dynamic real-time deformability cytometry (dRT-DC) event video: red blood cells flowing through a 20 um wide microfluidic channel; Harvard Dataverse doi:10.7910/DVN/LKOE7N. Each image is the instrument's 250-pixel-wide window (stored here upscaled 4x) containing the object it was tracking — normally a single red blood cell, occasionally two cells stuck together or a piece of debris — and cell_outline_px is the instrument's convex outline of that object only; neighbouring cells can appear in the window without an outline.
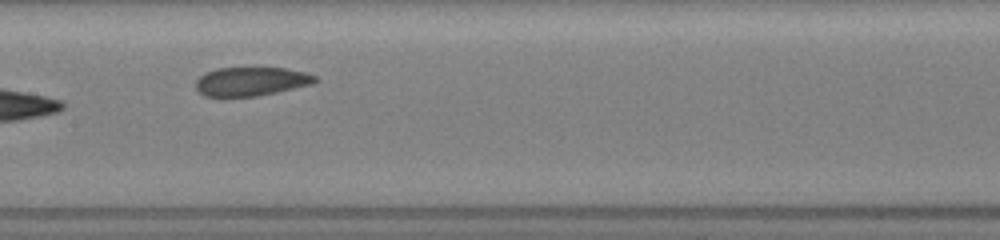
{"species": "common noctule bat (a hibernating species)", "species_latin": "Nyctalus noctula", "temperature_condition": "room temperature", "stored_images_in_passage": 21, "camera_frame_rate_fps": 3000, "um_per_image_px": 0.085, "animal": {"sex": "female", "body_mass_g": 19.5, "forearm_length_mm": 54.1}, "frame": {"image": 1, "passage_image": 13, "time_ms": 4.0, "image_size_px": [1000, 240], "cell_outline_px": [[316, 80], [312, 84], [256, 96], [204, 96], [196, 88], [196, 80], [200, 76], [216, 68], [252, 64], [284, 68], [304, 72], [316, 76]], "centroid_in_image_um": [21.32, 6.86], "position_along_channel_um": 186.1, "area_um2": 20.63}}
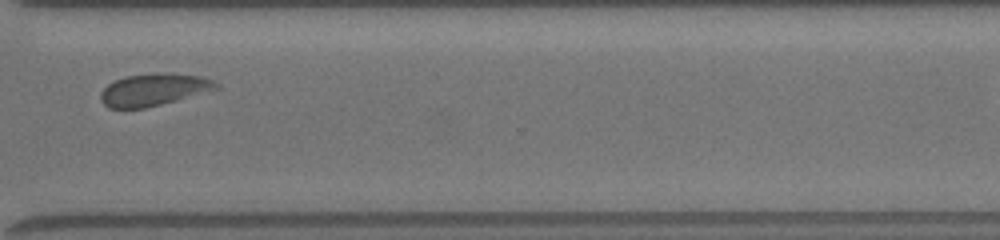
{"frame": {"image": 2, "passage_image": 18, "time_ms": 8.333, "image_size_px": [1000, 240], "cell_outline_px": [[220, 88], [160, 104], [144, 108], [108, 108], [100, 100], [100, 92], [108, 84], [124, 76], [152, 72], [172, 72], [200, 76], [212, 80]], "centroid_in_image_um": [13.02, 7.59], "position_along_channel_um": 357.6, "area_um2": 21.68}, "authors_computed_cell_mechanics": {"area_um2": 20.6924, "velocity_mm_per_s": 4.0694, "shape_relaxation_time_tau1_ms": 3.9887, "shape_relaxation_time_tau2_ms": 2.7355, "deformation_change_tau1": 0.117, "deformation_change_tau2": 0.0829}}